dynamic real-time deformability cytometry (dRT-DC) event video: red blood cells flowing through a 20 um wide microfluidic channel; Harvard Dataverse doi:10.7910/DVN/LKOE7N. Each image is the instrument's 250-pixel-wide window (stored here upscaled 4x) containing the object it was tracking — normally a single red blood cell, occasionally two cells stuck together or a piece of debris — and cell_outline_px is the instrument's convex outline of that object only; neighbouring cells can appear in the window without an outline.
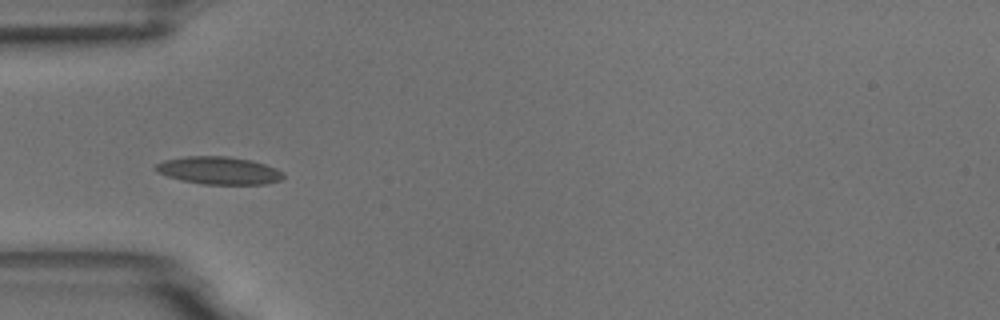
{"species": "common noctule bat (a hibernating species)", "species_latin": "Nyctalus noctula", "temperature_condition": "room temperature", "stored_images_in_passage": 11, "camera_frame_rate_fps": 3000, "um_per_image_px": 0.085, "animal": {"sex": "male", "body_mass_g": 18.8}, "frame": {"image": 1, "passage_image": 5, "time_ms": 5.333, "image_size_px": [1000, 320], "cell_outline_px": [[284, 176], [280, 180], [264, 184], [204, 184], [184, 180], [168, 176], [156, 172], [152, 168], [156, 164], [164, 160], [184, 156], [228, 156], [252, 160], [276, 168], [284, 172]], "centroid_in_image_um": [18.59, 14.48], "position_along_channel_um": 66.4, "area_um2": 20.58}}
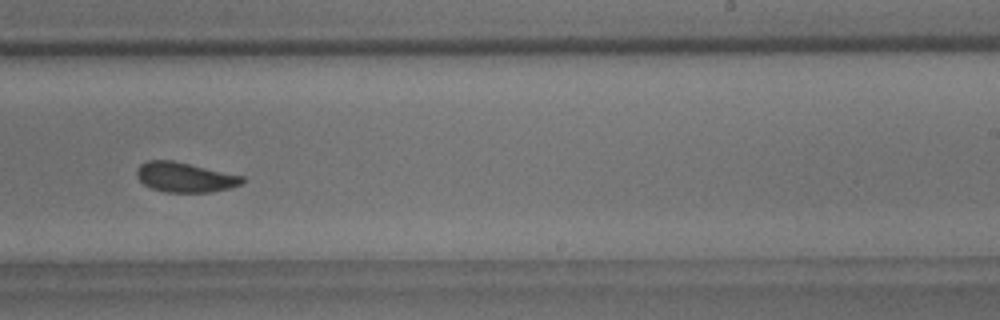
{"frame": {"image": 2, "passage_image": 10, "time_ms": 11.0, "image_size_px": [1000, 320], "cell_outline_px": [[244, 180], [240, 184], [228, 188], [208, 192], [164, 192], [152, 188], [144, 184], [136, 176], [136, 168], [140, 164], [148, 160], [172, 160], [244, 176]], "centroid_in_image_um": [15.67, 15.06], "position_along_channel_um": 273.3, "area_um2": 18.21}}
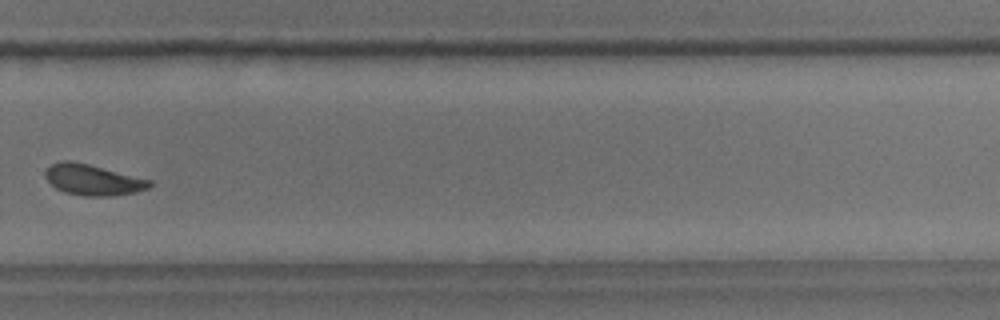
{"frame": {"image": 3, "passage_image": 11, "time_ms": 12.333, "image_size_px": [1000, 320], "cell_outline_px": [[152, 184], [148, 188], [136, 192], [112, 196], [84, 196], [64, 192], [56, 188], [44, 176], [44, 172], [52, 164], [60, 160], [72, 160], [152, 180]], "centroid_in_image_um": [7.89, 15.28], "position_along_channel_um": 321.9, "area_um2": 18.73}}